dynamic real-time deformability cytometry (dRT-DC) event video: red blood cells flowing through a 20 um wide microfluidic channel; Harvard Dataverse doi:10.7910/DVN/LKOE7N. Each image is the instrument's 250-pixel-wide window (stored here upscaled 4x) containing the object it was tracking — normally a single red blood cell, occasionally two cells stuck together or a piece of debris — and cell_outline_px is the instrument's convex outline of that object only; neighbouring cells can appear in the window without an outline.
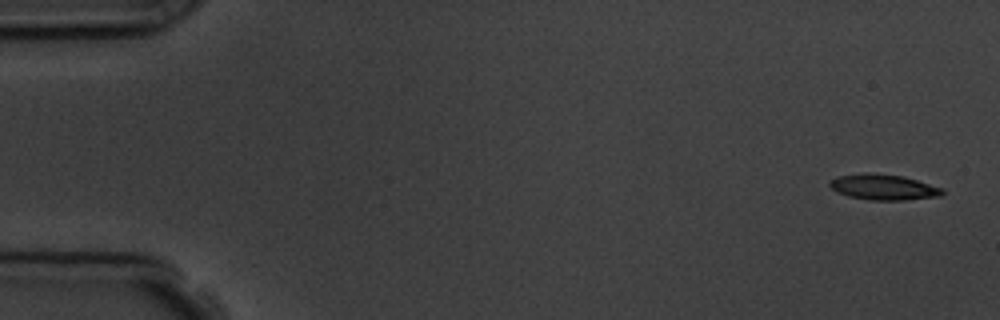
{"species": "common noctule bat (a hibernating species)", "species_latin": "Nyctalus noctula", "temperature_condition": "room temperature", "stored_images_in_passage": 5, "camera_frame_rate_fps": 3000, "um_per_image_px": 0.085, "animal": {"sex": "male", "body_mass_g": 19.5, "forearm_length_mm": 54.6}, "frame": {"image": 1, "passage_image": 1, "time_ms": 0.0, "image_size_px": [1000, 320], "cell_outline_px": [[944, 192], [940, 196], [904, 200], [868, 200], [848, 196], [836, 192], [828, 184], [836, 176], [864, 172], [904, 176], [944, 188]], "centroid_in_image_um": [75.09, 15.9], "position_along_channel_um": 9.9, "area_um2": 16.94}}
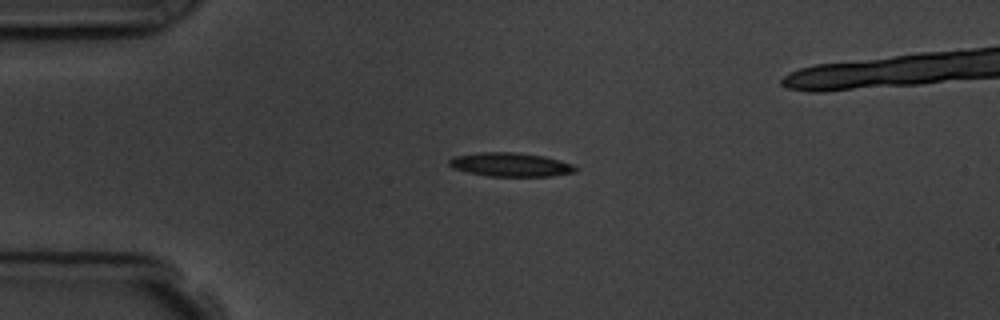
{"frame": {"image": 2, "passage_image": 4, "time_ms": 3.667, "image_size_px": [1000, 320], "cell_outline_px": [[580, 168], [576, 172], [552, 176], [488, 176], [468, 172], [452, 168], [448, 164], [448, 160], [452, 156], [480, 152], [516, 152], [544, 156], [560, 160], [572, 164]], "centroid_in_image_um": [43.4, 13.99], "position_along_channel_um": 41.6, "area_um2": 17.74}}